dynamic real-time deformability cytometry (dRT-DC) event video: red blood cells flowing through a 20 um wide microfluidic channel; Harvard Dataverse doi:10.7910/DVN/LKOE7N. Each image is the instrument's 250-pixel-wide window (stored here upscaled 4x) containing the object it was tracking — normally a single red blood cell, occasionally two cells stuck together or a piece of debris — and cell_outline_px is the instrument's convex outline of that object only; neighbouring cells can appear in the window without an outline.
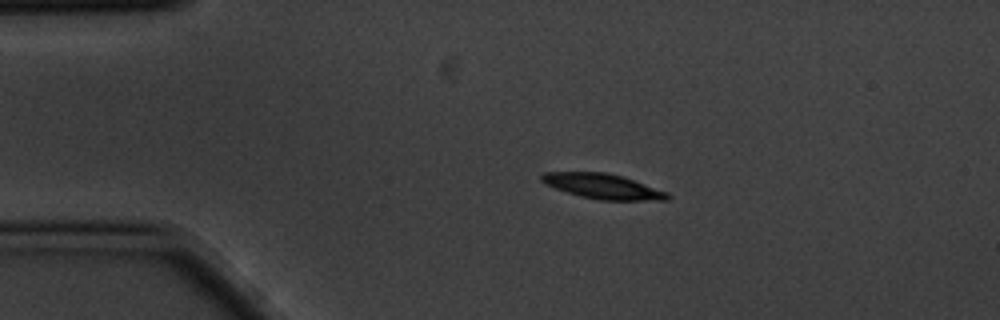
{"species": "common noctule bat (a hibernating species)", "species_latin": "Nyctalus noctula", "temperature_condition": "cold", "stored_images_in_passage": 3, "camera_frame_rate_fps": 3000, "um_per_image_px": 0.085, "animal": {"sex": "male", "body_mass_g": 20.1, "forearm_length_mm": 53.5}, "frame": {"image": 1, "passage_image": 1, "time_ms": 0.0, "image_size_px": [1000, 320], "cell_outline_px": [[672, 196], [668, 200], [600, 200], [580, 196], [544, 184], [540, 180], [540, 176], [544, 172], [608, 172], [624, 176], [668, 192]], "centroid_in_image_um": [51.27, 15.83], "position_along_channel_um": 33.7, "area_um2": 18.5}}